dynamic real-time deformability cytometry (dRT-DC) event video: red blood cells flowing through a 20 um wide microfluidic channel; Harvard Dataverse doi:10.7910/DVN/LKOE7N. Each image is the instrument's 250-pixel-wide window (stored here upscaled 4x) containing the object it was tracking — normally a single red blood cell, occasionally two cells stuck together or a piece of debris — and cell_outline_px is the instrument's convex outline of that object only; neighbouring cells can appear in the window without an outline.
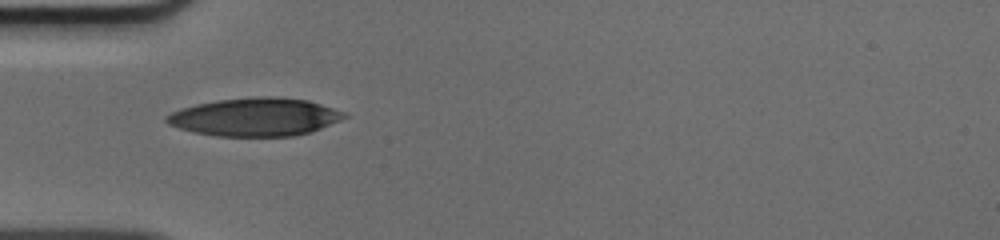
{"species": "human", "species_latin": "Homo sapiens", "temperature_condition": "cold", "stored_images_in_passage": 35, "camera_frame_rate_fps": 3000, "um_per_image_px": 0.085, "donor": {"sex": "male"}, "frame": {"image": 1, "passage_image": 1, "time_ms": 0.0, "image_size_px": [1000, 240], "cell_outline_px": [[348, 116], [340, 120], [312, 132], [292, 136], [216, 136], [192, 132], [168, 124], [164, 120], [164, 116], [180, 108], [196, 104], [220, 100], [256, 96], [268, 96], [308, 100], [344, 112]], "centroid_in_image_um": [21.65, 9.95], "position_along_channel_um": 63.3, "area_um2": 39.42}}
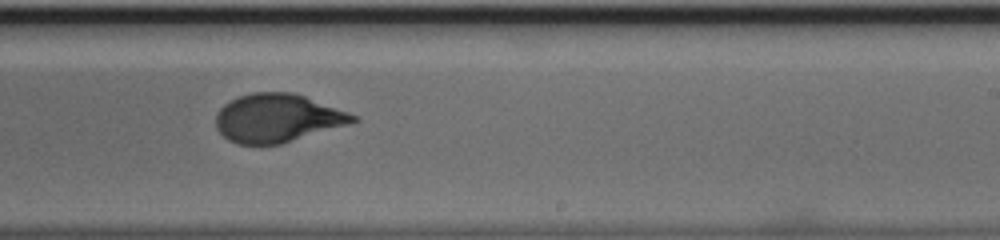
{"frame": {"image": 2, "passage_image": 16, "time_ms": 5.0, "image_size_px": [1000, 240], "cell_outline_px": [[360, 120], [280, 144], [236, 144], [228, 140], [216, 128], [216, 116], [220, 108], [224, 104], [236, 96], [252, 92], [292, 92], [304, 96], [348, 112], [356, 116]], "centroid_in_image_um": [23.52, 10.03], "position_along_channel_um": 265.5, "area_um2": 38.26}}
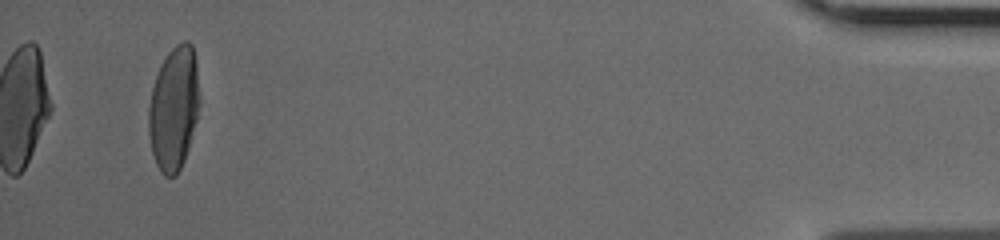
{"frame": {"image": 3, "passage_image": 33, "time_ms": 10.667, "image_size_px": [1000, 240], "cell_outline_px": [[200, 100], [196, 120], [188, 148], [184, 160], [176, 176], [164, 176], [160, 172], [156, 164], [152, 152], [148, 132], [148, 104], [152, 88], [160, 64], [168, 52], [176, 44], [184, 40], [188, 40], [192, 44], [196, 60]], "centroid_in_image_um": [14.77, 9.18], "position_along_channel_um": 420.4, "area_um2": 36.99}}